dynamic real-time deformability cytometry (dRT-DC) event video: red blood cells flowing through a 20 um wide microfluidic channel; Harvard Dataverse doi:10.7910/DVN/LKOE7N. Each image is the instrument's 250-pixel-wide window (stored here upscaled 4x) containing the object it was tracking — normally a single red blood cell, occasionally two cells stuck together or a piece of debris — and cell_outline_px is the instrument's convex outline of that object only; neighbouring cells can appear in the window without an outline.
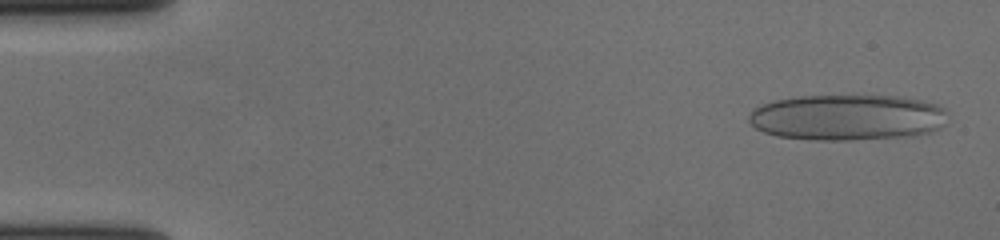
{"species": "human", "species_latin": "Homo sapiens", "temperature_condition": "cold", "stored_images_in_passage": 56, "camera_frame_rate_fps": 3000, "um_per_image_px": 0.085, "donor": {"sex": "female"}, "frame": {"image": 1, "passage_image": 2, "time_ms": 0.333, "image_size_px": [1000, 240], "cell_outline_px": [[948, 112], [944, 124], [940, 128], [932, 132], [912, 136], [852, 140], [812, 140], [776, 136], [764, 132], [756, 128], [748, 120], [748, 116], [756, 108], [764, 104], [776, 100], [800, 96], [904, 96], [936, 104], [944, 108]], "centroid_in_image_um": [72.07, 9.99], "position_along_channel_um": 12.9, "area_um2": 53.41}}
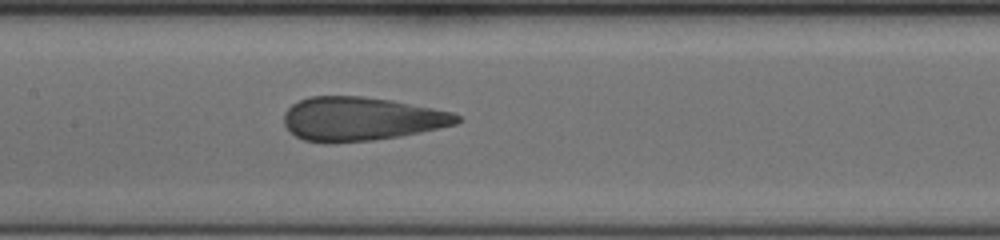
{"frame": {"image": 2, "passage_image": 27, "time_ms": 8.667, "image_size_px": [1000, 240], "cell_outline_px": [[460, 120], [456, 124], [420, 132], [400, 136], [372, 140], [328, 144], [324, 144], [304, 140], [296, 136], [284, 124], [284, 112], [292, 104], [308, 96], [364, 96], [392, 100], [452, 112], [460, 116]], "centroid_in_image_um": [30.66, 10.11], "position_along_channel_um": 176.7, "area_um2": 44.16}}
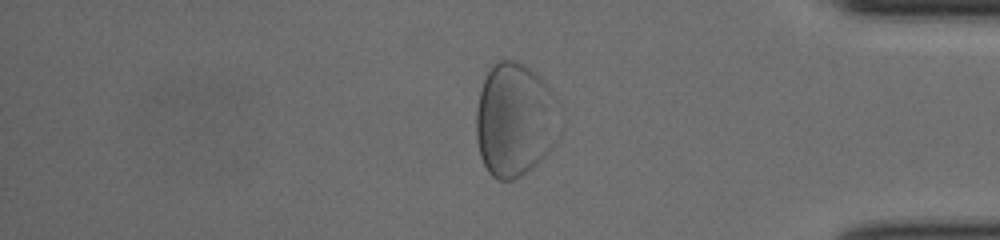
{"frame": {"image": 3, "passage_image": 47, "time_ms": 15.333, "image_size_px": [1000, 240], "cell_outline_px": [[564, 128], [560, 136], [552, 148], [536, 164], [520, 176], [512, 180], [496, 180], [488, 172], [480, 156], [476, 136], [476, 108], [480, 92], [484, 80], [492, 64], [500, 60], [516, 60], [524, 64], [560, 100], [564, 108]], "centroid_in_image_um": [43.84, 10.2], "position_along_channel_um": 391.4, "area_um2": 56.7}}